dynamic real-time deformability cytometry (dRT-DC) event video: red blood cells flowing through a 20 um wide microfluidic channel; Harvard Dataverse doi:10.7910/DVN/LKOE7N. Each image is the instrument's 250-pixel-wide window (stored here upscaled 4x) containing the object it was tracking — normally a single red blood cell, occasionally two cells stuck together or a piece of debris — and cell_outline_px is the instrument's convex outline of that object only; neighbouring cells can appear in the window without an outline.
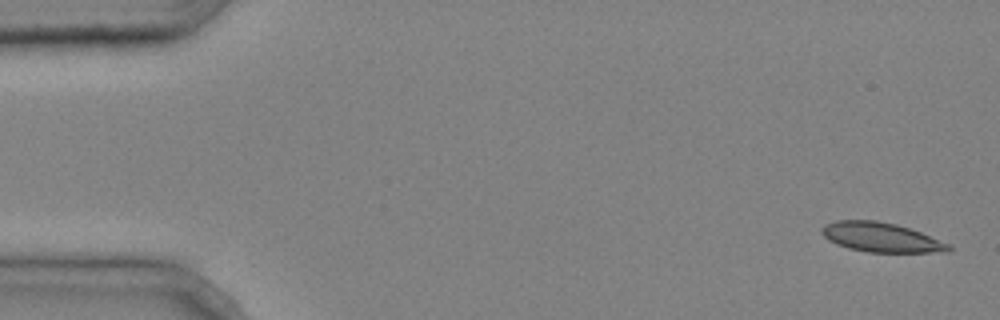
{"species": "common noctule bat (a hibernating species)", "species_latin": "Nyctalus noctula", "temperature_condition": "cold", "stored_images_in_passage": 5, "camera_frame_rate_fps": 3000, "um_per_image_px": 0.085, "animal": {"sex": "male", "body_mass_g": 20.4}, "frame": {"image": 1, "passage_image": 1, "time_ms": 0.0, "image_size_px": [1000, 320], "cell_outline_px": [[952, 248], [948, 252], [868, 252], [848, 248], [836, 244], [828, 240], [820, 232], [820, 228], [824, 224], [836, 220], [876, 220], [896, 224], [920, 232], [952, 244]], "centroid_in_image_um": [74.88, 20.17], "position_along_channel_um": 10.1, "area_um2": 21.96}}
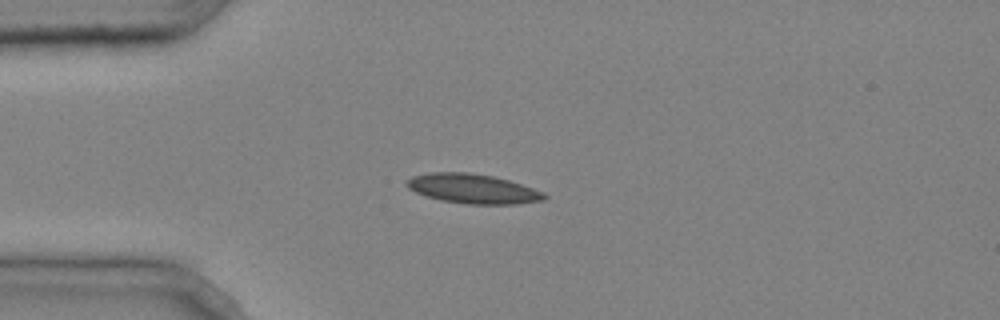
{"frame": {"image": 2, "passage_image": 4, "time_ms": 1.0, "image_size_px": [1000, 320], "cell_outline_px": [[548, 196], [544, 200], [516, 204], [468, 204], [440, 200], [424, 196], [408, 188], [404, 184], [404, 180], [412, 176], [428, 172], [468, 172], [492, 176], [508, 180], [544, 192]], "centroid_in_image_um": [40.13, 16.04], "position_along_channel_um": 44.9, "area_um2": 23.81}}